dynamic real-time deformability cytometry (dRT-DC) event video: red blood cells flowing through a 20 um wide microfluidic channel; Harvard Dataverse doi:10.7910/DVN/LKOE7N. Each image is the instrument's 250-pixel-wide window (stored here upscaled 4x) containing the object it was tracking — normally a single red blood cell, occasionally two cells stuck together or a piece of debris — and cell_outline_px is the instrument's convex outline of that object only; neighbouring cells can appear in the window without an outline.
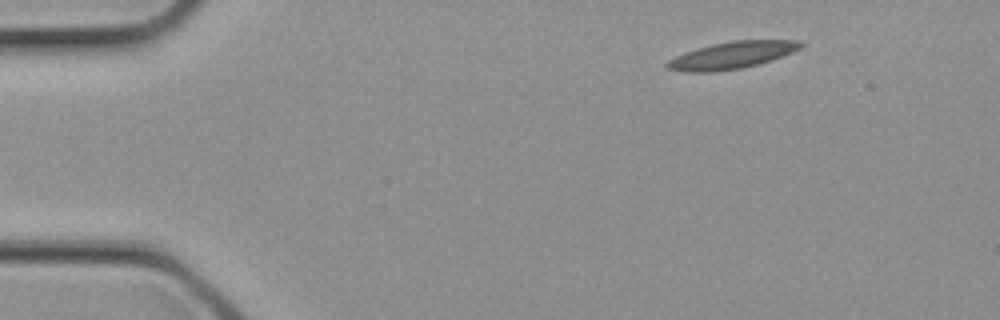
{"species": "common noctule bat (a hibernating species)", "species_latin": "Nyctalus noctula", "temperature_condition": "cold", "stored_images_in_passage": 3, "camera_frame_rate_fps": 3000, "um_per_image_px": 0.085, "animal": {"sex": "female", "body_mass_g": 21.9}, "frame": {"image": 1, "passage_image": 1, "time_ms": 0.0, "image_size_px": [1000, 320], "cell_outline_px": [[804, 44], [800, 48], [792, 52], [772, 60], [744, 68], [716, 72], [684, 72], [664, 68], [664, 64], [668, 60], [684, 52], [696, 48], [712, 44], [732, 40], [800, 40]], "centroid_in_image_um": [62.17, 4.7], "position_along_channel_um": 22.8, "area_um2": 21.33}}